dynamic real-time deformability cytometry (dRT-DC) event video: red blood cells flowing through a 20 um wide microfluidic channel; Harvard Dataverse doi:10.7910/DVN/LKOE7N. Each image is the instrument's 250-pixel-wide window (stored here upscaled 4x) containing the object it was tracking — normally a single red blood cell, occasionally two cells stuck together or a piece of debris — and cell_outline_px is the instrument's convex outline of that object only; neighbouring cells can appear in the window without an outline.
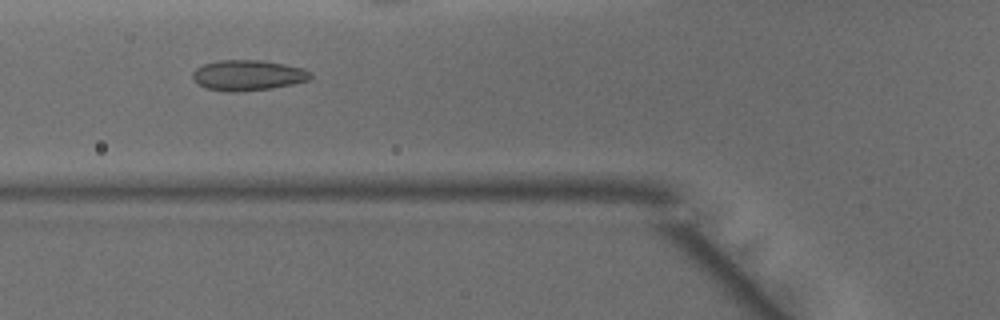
{"species": "common noctule bat (a hibernating species)", "species_latin": "Nyctalus noctula", "temperature_condition": "warm", "stored_images_in_passage": 48, "camera_frame_rate_fps": 3000, "um_per_image_px": 0.085, "animal": {"sex": "male", "body_mass_g": 15.6}, "frame": {"image": 1, "passage_image": 18, "time_ms": 5.667, "image_size_px": [1000, 320], "cell_outline_px": [[312, 76], [308, 80], [292, 84], [272, 88], [236, 92], [232, 92], [204, 88], [192, 76], [192, 72], [196, 68], [204, 64], [220, 60], [260, 60], [284, 64], [304, 68], [312, 72]], "centroid_in_image_um": [21.09, 6.39], "position_along_channel_um": 104.7, "area_um2": 20.87}}
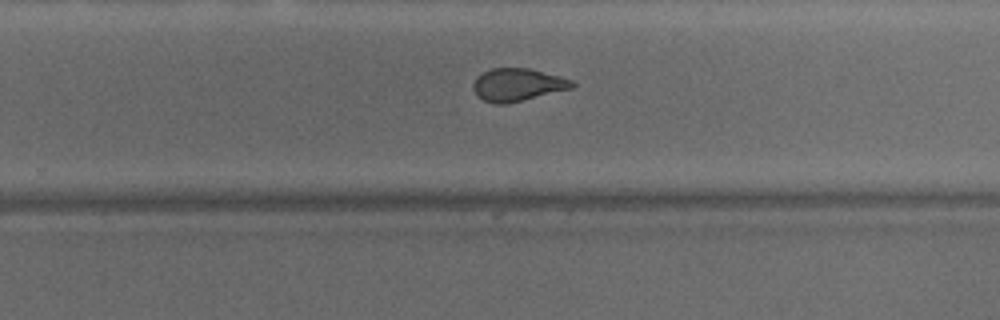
{"frame": {"image": 2, "passage_image": 31, "time_ms": 10.0, "image_size_px": [1000, 320], "cell_outline_px": [[576, 84], [572, 88], [508, 104], [496, 104], [484, 100], [476, 96], [472, 88], [472, 84], [476, 76], [492, 68], [528, 68], [560, 76], [572, 80]], "centroid_in_image_um": [43.96, 7.21], "position_along_channel_um": 285.8, "area_um2": 18.96}}
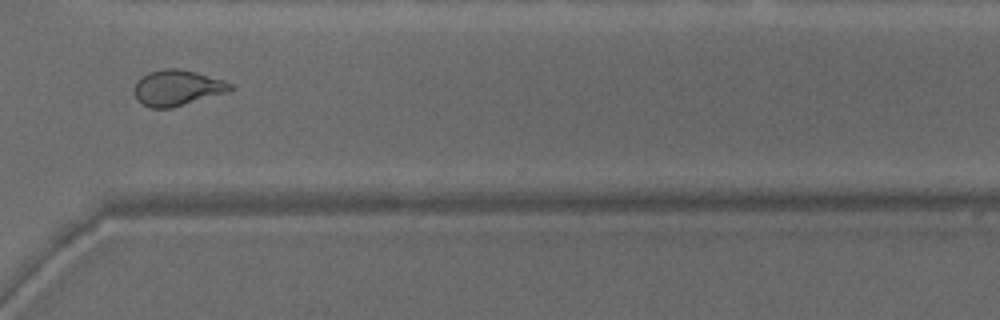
{"frame": {"image": 3, "passage_image": 36, "time_ms": 11.667, "image_size_px": [1000, 320], "cell_outline_px": [[236, 88], [232, 92], [172, 108], [152, 108], [144, 104], [136, 96], [136, 80], [148, 72], [164, 68], [180, 68], [196, 72], [224, 80], [232, 84]], "centroid_in_image_um": [15.17, 7.46], "position_along_channel_um": 355.4, "area_um2": 20.23}, "authors_computed_cell_mechanics": {"area_um2": 20.808, "velocity_mm_per_s": 4.1757, "shape_relaxation_time_tau1_ms": null, "shape_relaxation_time_tau2_ms": 0.9554, "deformation_change_tau1": null, "deformation_change_tau2": 0.068}}